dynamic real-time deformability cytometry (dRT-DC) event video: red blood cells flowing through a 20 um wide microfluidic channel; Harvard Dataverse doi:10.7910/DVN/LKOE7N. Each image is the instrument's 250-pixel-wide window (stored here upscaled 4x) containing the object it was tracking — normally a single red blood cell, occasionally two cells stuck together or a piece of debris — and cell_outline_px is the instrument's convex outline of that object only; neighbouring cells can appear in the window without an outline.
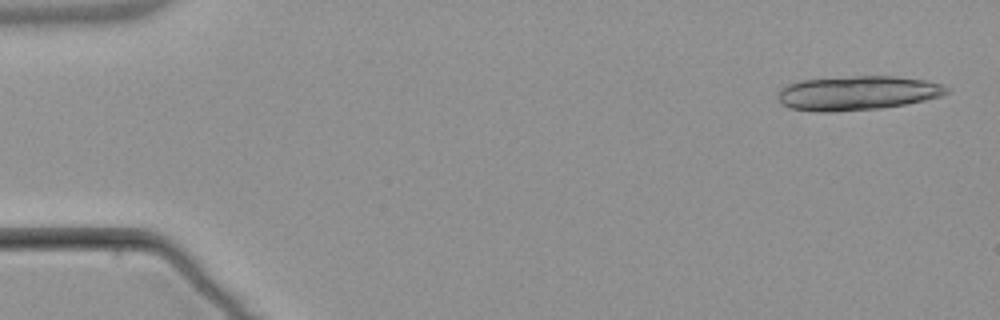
{"species": "common noctule bat (a hibernating species)", "species_latin": "Nyctalus noctula", "temperature_condition": "warm", "stored_images_in_passage": 6, "camera_frame_rate_fps": 3000, "um_per_image_px": 0.085, "animal": {"sex": "male", "body_mass_g": 21.5, "forearm_length_mm": 52.0}, "frame": {"image": 1, "passage_image": 1, "time_ms": 0.0, "image_size_px": [1000, 320], "cell_outline_px": [[952, 88], [948, 92], [940, 96], [924, 100], [904, 104], [880, 108], [832, 112], [816, 112], [792, 108], [780, 104], [780, 88], [788, 84], [800, 80], [852, 76], [896, 76], [928, 80], [944, 84]], "centroid_in_image_um": [72.92, 7.9], "position_along_channel_um": 12.1, "area_um2": 33.81}}
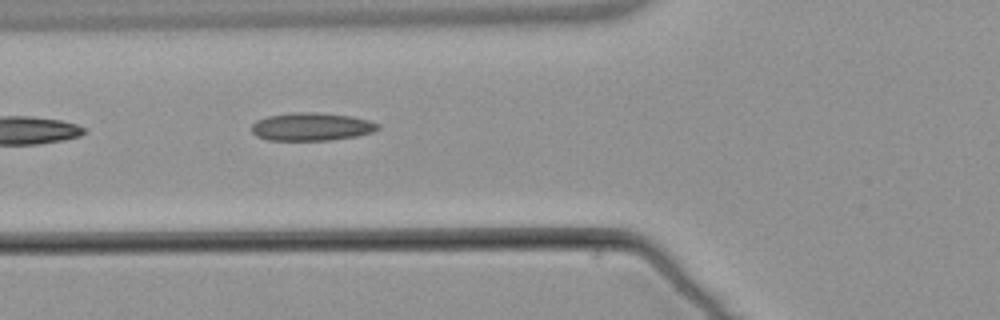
{"frame": {"image": 2, "passage_image": 6, "time_ms": 6.0, "image_size_px": [1000, 320], "cell_outline_px": [[380, 128], [372, 132], [356, 136], [332, 140], [268, 140], [256, 136], [252, 132], [252, 124], [256, 120], [268, 116], [296, 112], [316, 112], [352, 116], [368, 120], [380, 124]], "centroid_in_image_um": [26.48, 10.77], "position_along_channel_um": 99.3, "area_um2": 20.63}}